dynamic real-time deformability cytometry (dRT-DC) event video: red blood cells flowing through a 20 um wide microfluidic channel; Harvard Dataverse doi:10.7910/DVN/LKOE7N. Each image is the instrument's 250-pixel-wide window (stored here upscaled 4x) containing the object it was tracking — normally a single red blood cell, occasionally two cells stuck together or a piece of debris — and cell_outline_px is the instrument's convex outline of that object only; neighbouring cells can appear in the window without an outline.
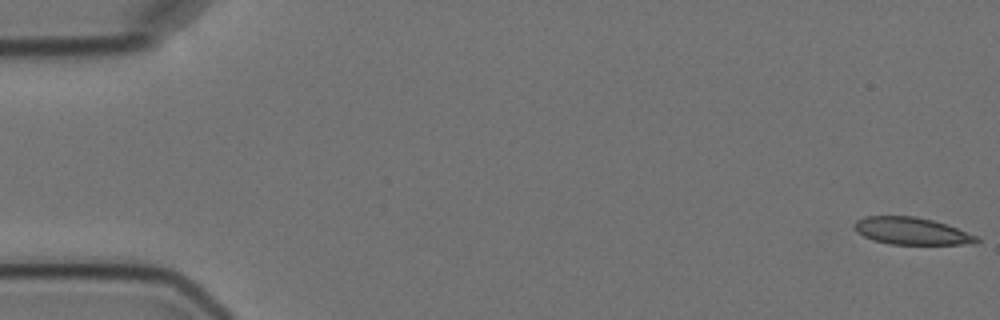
{"species": "Egyptian fruit bat (a non-hibernating species)", "species_latin": "Rousettus aegyptiacus", "temperature_condition": "cold", "stored_images_in_passage": 4, "camera_frame_rate_fps": 3000, "um_per_image_px": 0.085, "animal": {"sex": "female"}, "frame": {"image": 1, "passage_image": 4, "time_ms": 5.0, "image_size_px": [1000, 320], "cell_outline_px": [[980, 240], [976, 244], [888, 244], [872, 240], [856, 232], [852, 228], [852, 224], [856, 220], [864, 216], [916, 216], [932, 220], [956, 228], [976, 236]], "centroid_in_image_um": [77.41, 19.64], "position_along_channel_um": 7.6, "area_um2": 19.42}}